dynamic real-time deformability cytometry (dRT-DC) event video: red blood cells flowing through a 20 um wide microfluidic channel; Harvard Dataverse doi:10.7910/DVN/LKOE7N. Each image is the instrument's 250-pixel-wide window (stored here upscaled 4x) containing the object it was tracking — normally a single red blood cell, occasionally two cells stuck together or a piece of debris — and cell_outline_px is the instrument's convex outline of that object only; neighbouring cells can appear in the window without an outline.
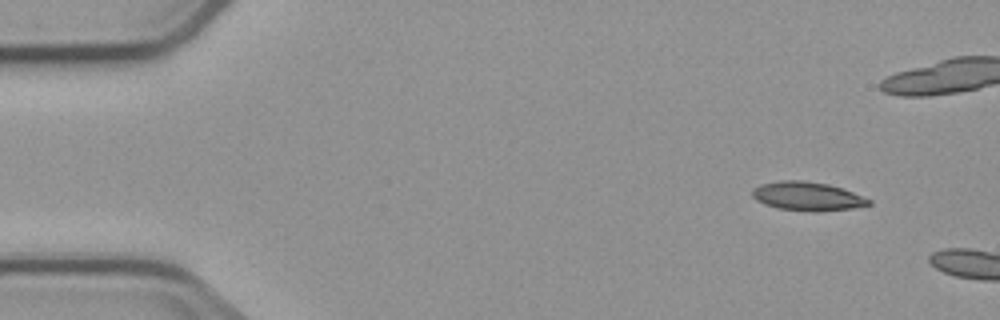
{"species": "common noctule bat (a hibernating species)", "species_latin": "Nyctalus noctula", "temperature_condition": "cold", "stored_images_in_passage": 2, "camera_frame_rate_fps": 3000, "um_per_image_px": 0.085, "animal": {"sex": "male", "body_mass_g": 23.1, "forearm_length_mm": 52.7}, "frame": {"image": 1, "passage_image": 1, "time_ms": 0.0, "image_size_px": [1000, 320], "cell_outline_px": [[872, 204], [852, 208], [816, 212], [812, 212], [780, 208], [764, 204], [756, 200], [752, 196], [752, 188], [760, 184], [780, 180], [804, 180], [828, 184], [844, 188], [872, 200]], "centroid_in_image_um": [68.63, 16.67], "position_along_channel_um": 16.4, "area_um2": 19.71}}